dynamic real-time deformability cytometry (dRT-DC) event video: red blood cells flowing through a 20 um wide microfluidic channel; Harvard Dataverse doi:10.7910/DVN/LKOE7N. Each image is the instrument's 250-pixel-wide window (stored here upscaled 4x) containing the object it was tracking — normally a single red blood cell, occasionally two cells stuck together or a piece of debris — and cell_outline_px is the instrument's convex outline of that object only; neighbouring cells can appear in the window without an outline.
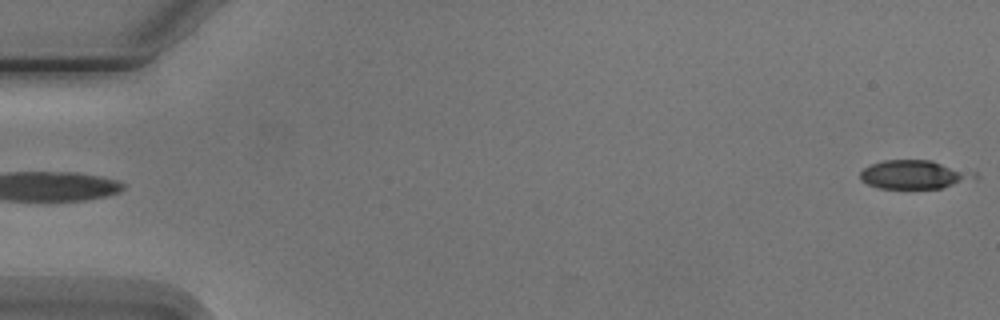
{"species": "Egyptian fruit bat (a non-hibernating species)", "species_latin": "Rousettus aegyptiacus", "temperature_condition": "cold", "stored_images_in_passage": 3, "segment_of_instrument_passage": [2, 2], "camera_frame_rate_fps": 3000, "um_per_image_px": 0.085, "animal": {"sex": "male"}, "frame": {"image": 1, "passage_image": 3, "time_ms": 2.333, "image_size_px": [1000, 320], "cell_outline_px": [[980, 176], [976, 180], [940, 188], [880, 188], [868, 184], [860, 180], [860, 172], [864, 168], [872, 164], [884, 160], [932, 160], [976, 172]], "centroid_in_image_um": [77.78, 14.83], "position_along_channel_um": 7.2, "area_um2": 19.31}}